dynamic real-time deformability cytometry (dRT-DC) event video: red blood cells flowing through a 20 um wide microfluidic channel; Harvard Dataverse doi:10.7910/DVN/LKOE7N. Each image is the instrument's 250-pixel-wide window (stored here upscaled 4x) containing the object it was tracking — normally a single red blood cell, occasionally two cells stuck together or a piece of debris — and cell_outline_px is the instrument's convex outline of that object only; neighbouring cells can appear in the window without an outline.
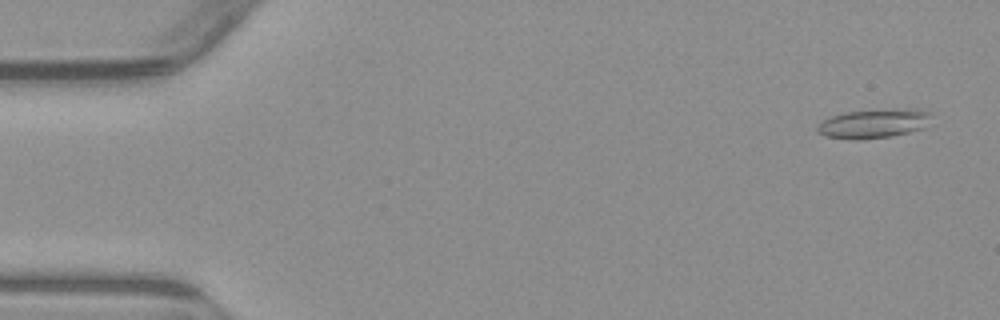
{"species": "common noctule bat (a hibernating species)", "species_latin": "Nyctalus noctula", "temperature_condition": "warm", "stored_images_in_passage": 7, "camera_frame_rate_fps": 3000, "um_per_image_px": 0.085, "animal": {"sex": "male", "body_mass_g": 23.1, "forearm_length_mm": 52.7}, "frame": {"image": 1, "passage_image": 1, "time_ms": 0.0, "image_size_px": [1000, 320], "cell_outline_px": [[928, 116], [924, 128], [892, 136], [856, 140], [852, 140], [824, 136], [816, 132], [816, 128], [824, 120], [832, 116], [844, 112], [916, 108], [928, 112]], "centroid_in_image_um": [74.2, 10.52], "position_along_channel_um": 10.8, "area_um2": 19.02}}
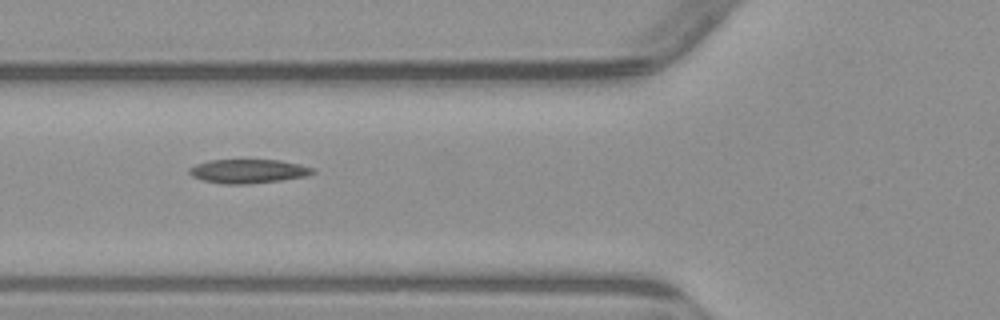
{"frame": {"image": 2, "passage_image": 5, "time_ms": 5.667, "image_size_px": [1000, 320], "cell_outline_px": [[316, 172], [304, 176], [280, 180], [244, 184], [224, 184], [204, 180], [192, 176], [188, 172], [188, 168], [196, 164], [208, 160], [280, 160], [300, 164], [316, 168]], "centroid_in_image_um": [21.1, 14.54], "position_along_channel_um": 104.7, "area_um2": 17.17}}
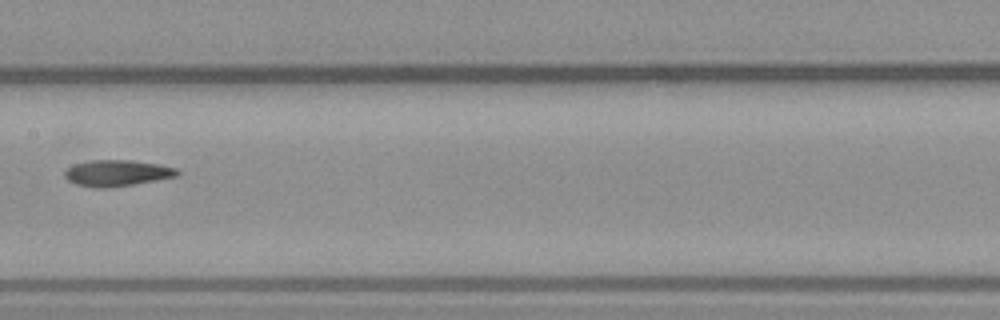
{"frame": {"image": 3, "passage_image": 7, "time_ms": 8.0, "image_size_px": [1000, 320], "cell_outline_px": [[180, 172], [176, 176], [132, 184], [108, 188], [96, 188], [76, 184], [68, 180], [64, 176], [64, 172], [68, 168], [76, 164], [92, 160], [132, 160], [160, 164], [176, 168]], "centroid_in_image_um": [9.94, 14.7], "position_along_channel_um": 197.5, "area_um2": 16.99}}